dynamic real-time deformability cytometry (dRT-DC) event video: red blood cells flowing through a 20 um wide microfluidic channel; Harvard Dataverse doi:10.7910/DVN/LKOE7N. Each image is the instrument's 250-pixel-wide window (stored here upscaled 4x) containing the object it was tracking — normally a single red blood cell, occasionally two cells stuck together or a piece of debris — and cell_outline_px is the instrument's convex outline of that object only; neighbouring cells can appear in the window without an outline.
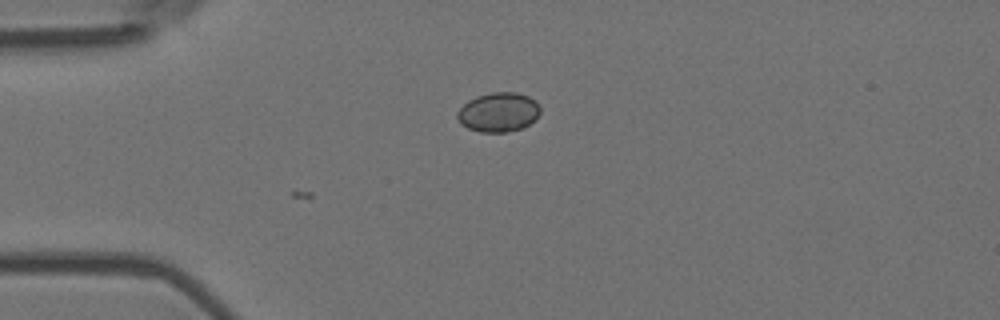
{"species": "Egyptian fruit bat (a non-hibernating species)", "species_latin": "Rousettus aegyptiacus", "temperature_condition": "room temperature", "stored_images_in_passage": 3, "camera_frame_rate_fps": 3000, "um_per_image_px": 0.085, "animal": {"sex": "female"}, "frame": {"image": 1, "passage_image": 1, "time_ms": 0.0, "image_size_px": [1000, 320], "cell_outline_px": [[540, 112], [536, 120], [520, 128], [504, 132], [480, 132], [468, 128], [460, 124], [456, 116], [456, 112], [468, 100], [476, 96], [492, 92], [516, 92], [528, 96], [536, 100], [540, 104]], "centroid_in_image_um": [42.37, 9.52], "position_along_channel_um": 42.6, "area_um2": 19.19}}